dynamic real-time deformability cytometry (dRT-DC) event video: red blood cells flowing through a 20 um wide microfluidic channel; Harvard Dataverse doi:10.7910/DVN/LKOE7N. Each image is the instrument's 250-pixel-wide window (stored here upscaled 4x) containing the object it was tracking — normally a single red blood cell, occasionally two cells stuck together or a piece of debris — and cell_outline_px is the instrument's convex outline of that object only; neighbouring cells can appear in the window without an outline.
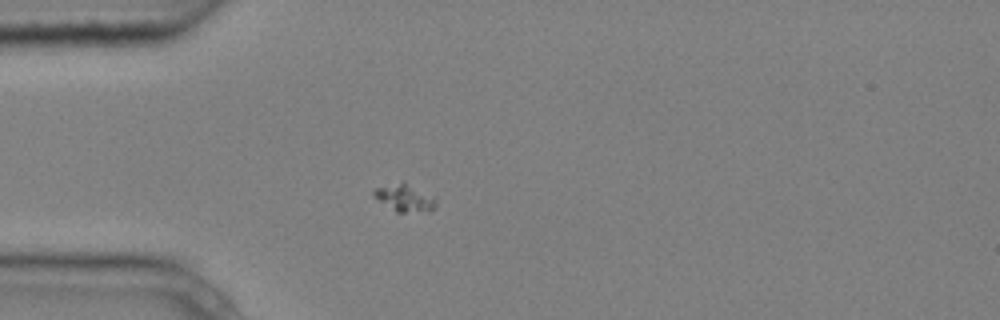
{"species": "common noctule bat (a hibernating species)", "species_latin": "Nyctalus noctula", "temperature_condition": "cold", "stored_images_in_passage": 4, "camera_frame_rate_fps": 3000, "um_per_image_px": 0.085, "animal": {"sex": "male", "body_mass_g": 20.4}, "frame": {"image": 1, "passage_image": 3, "time_ms": 0.667, "image_size_px": [1000, 320], "cell_outline_px": [[436, 208], [432, 212], [396, 212], [372, 196], [372, 192], [376, 188], [404, 180], [436, 196]], "centroid_in_image_um": [34.47, 16.81], "position_along_channel_um": 50.5, "area_um2": 10.4}}